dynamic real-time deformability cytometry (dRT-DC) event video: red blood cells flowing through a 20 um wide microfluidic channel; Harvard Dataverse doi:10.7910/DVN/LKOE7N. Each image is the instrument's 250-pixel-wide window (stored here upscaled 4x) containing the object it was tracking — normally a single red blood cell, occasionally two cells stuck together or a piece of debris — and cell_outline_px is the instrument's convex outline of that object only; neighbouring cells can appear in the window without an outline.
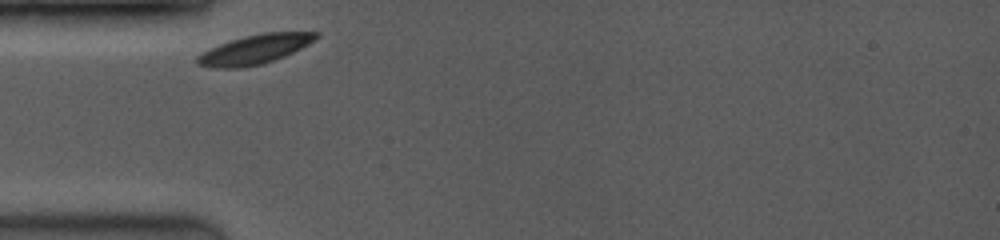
{"species": "common noctule bat (a hibernating species)", "species_latin": "Nyctalus noctula", "temperature_condition": "room temperature", "stored_images_in_passage": 44, "camera_frame_rate_fps": 3500, "um_per_image_px": 0.085, "animal": {"sex": "female", "body_mass_g": 19.0, "forearm_length_mm": 53.3}, "frame": {"image": 1, "passage_image": 1, "time_ms": 0.0, "image_size_px": [1000, 240], "cell_outline_px": [[320, 36], [308, 44], [284, 56], [260, 64], [240, 68], [212, 68], [196, 64], [196, 56], [208, 48], [244, 36], [264, 32], [320, 32]], "centroid_in_image_um": [21.62, 4.19], "position_along_channel_um": 63.4, "area_um2": 20.17}}
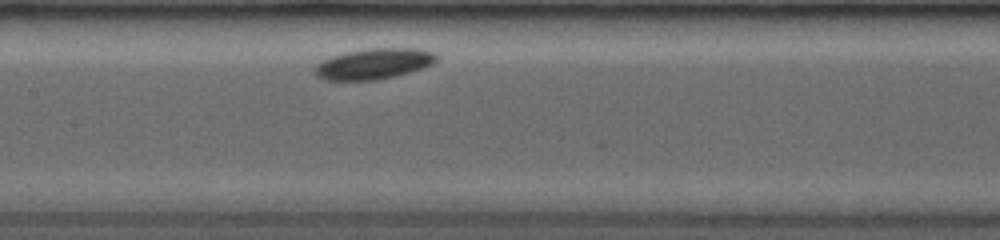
{"frame": {"image": 2, "passage_image": 18, "time_ms": 3.143, "image_size_px": [1000, 240], "cell_outline_px": [[436, 60], [432, 64], [396, 76], [372, 80], [324, 80], [316, 72], [316, 68], [324, 60], [332, 56], [344, 52], [364, 48], [416, 48], [436, 52]], "centroid_in_image_um": [31.81, 5.4], "position_along_channel_um": 175.6, "area_um2": 21.44}}
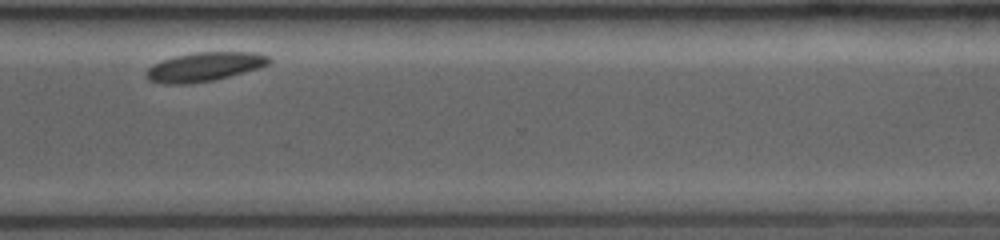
{"frame": {"image": 3, "passage_image": 43, "time_ms": 8.0, "image_size_px": [1000, 240], "cell_outline_px": [[272, 60], [268, 64], [256, 68], [228, 76], [212, 80], [188, 84], [164, 84], [148, 80], [144, 72], [152, 64], [176, 56], [196, 52], [256, 52], [272, 56]], "centroid_in_image_um": [17.36, 5.67], "position_along_channel_um": 353.2, "area_um2": 20.63}}